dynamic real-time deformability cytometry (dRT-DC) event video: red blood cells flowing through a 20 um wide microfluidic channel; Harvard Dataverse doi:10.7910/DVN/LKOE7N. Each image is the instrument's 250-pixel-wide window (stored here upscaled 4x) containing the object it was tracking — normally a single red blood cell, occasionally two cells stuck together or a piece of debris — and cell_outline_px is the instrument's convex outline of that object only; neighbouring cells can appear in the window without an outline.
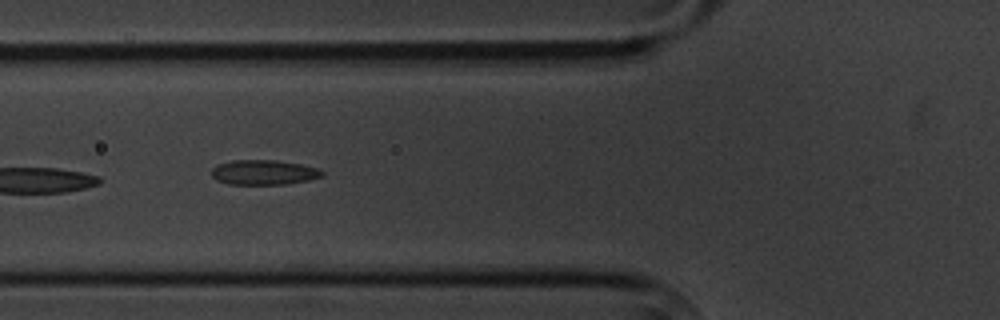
{"species": "common noctule bat (a hibernating species)", "species_latin": "Nyctalus noctula", "temperature_condition": "cold", "stored_images_in_passage": 7, "camera_frame_rate_fps": 3000, "um_per_image_px": 0.085, "animal": {"sex": "male", "body_mass_g": 20.1, "forearm_length_mm": 53.5}, "frame": {"image": 1, "passage_image": 6, "time_ms": 5.667, "image_size_px": [1000, 320], "cell_outline_px": [[324, 176], [308, 180], [284, 184], [228, 184], [216, 180], [212, 176], [212, 168], [216, 164], [232, 160], [276, 160], [300, 164], [320, 168], [324, 172]], "centroid_in_image_um": [22.42, 14.64], "position_along_channel_um": 103.4, "area_um2": 16.13}}
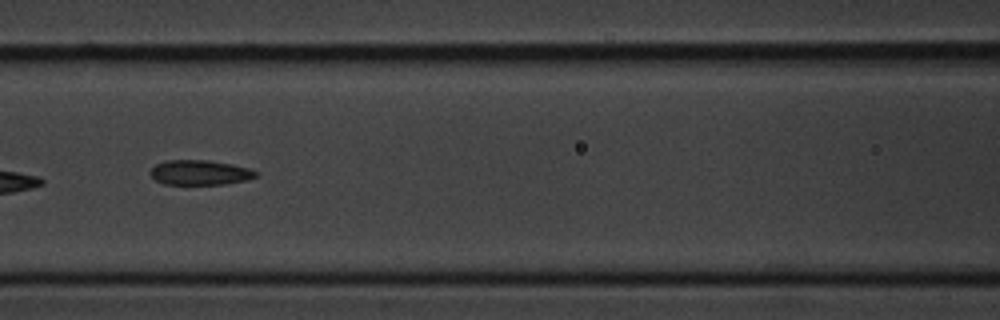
{"frame": {"image": 2, "passage_image": 7, "time_ms": 7.0, "image_size_px": [1000, 320], "cell_outline_px": [[256, 176], [244, 180], [224, 184], [164, 184], [156, 180], [148, 172], [156, 164], [168, 160], [208, 160], [232, 164], [248, 168], [256, 172]], "centroid_in_image_um": [16.94, 14.66], "position_along_channel_um": 149.7, "area_um2": 15.09}}